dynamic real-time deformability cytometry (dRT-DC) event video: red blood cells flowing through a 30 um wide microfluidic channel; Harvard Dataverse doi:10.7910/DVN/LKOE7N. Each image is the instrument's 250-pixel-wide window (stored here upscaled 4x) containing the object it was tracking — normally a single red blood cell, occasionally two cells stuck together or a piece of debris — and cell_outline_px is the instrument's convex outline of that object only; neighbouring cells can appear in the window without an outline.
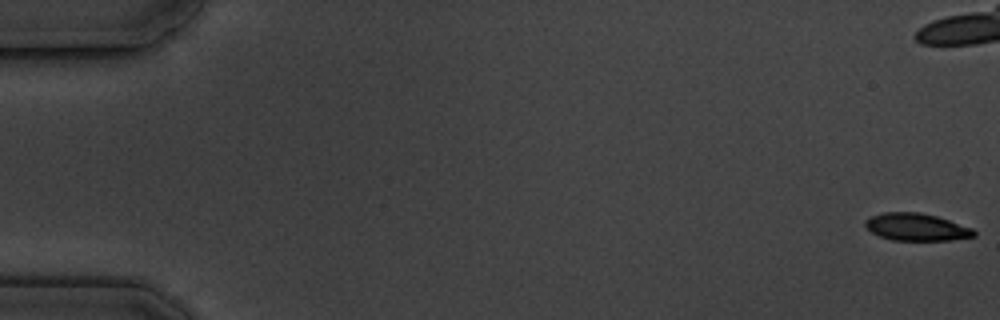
{"species": "common noctule bat (a hibernating species)", "species_latin": "Nyctalus noctula", "temperature_condition": "cold", "stored_images_in_passage": 6, "camera_frame_rate_fps": 3000, "um_per_image_px": 0.085, "animal": {"sex": "male", "body_mass_g": 19.5, "forearm_length_mm": 54.6}, "frame": {"image": 1, "passage_image": 1, "time_ms": 0.0, "image_size_px": [1000, 320], "cell_outline_px": [[976, 236], [948, 240], [892, 240], [880, 236], [872, 232], [864, 224], [864, 220], [872, 216], [884, 212], [920, 212], [936, 216], [972, 228], [976, 232]], "centroid_in_image_um": [77.89, 19.29], "position_along_channel_um": 7.1, "area_um2": 17.17}}